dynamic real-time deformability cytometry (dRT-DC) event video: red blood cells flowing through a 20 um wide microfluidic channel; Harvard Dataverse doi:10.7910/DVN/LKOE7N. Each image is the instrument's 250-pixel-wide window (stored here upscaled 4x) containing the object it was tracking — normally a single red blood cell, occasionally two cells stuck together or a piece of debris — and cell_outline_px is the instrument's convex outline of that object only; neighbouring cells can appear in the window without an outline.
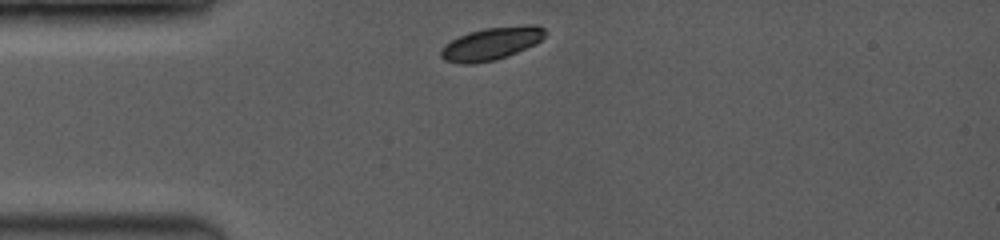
{"species": "common noctule bat (a hibernating species)", "species_latin": "Nyctalus noctula", "temperature_condition": "room temperature", "stored_images_in_passage": 21, "camera_frame_rate_fps": 3500, "um_per_image_px": 0.085, "animal": {"sex": "female", "body_mass_g": 19.0, "forearm_length_mm": 53.3}, "frame": {"image": 1, "passage_image": 1, "time_ms": 0.0, "image_size_px": [1000, 240], "cell_outline_px": [[544, 36], [540, 40], [508, 56], [496, 60], [472, 64], [460, 64], [444, 60], [440, 56], [440, 52], [444, 44], [468, 32], [484, 28], [524, 24], [536, 24], [544, 28]], "centroid_in_image_um": [41.72, 3.7], "position_along_channel_um": 43.3, "area_um2": 19.83}}
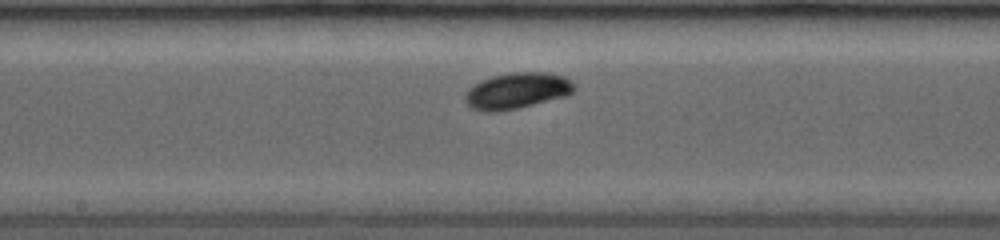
{"frame": {"image": 2, "passage_image": 10, "time_ms": 4.571, "image_size_px": [1000, 240], "cell_outline_px": [[572, 92], [568, 96], [516, 108], [496, 112], [484, 112], [472, 108], [464, 100], [464, 96], [468, 88], [480, 80], [492, 76], [512, 72], [548, 72], [564, 76], [572, 80]], "centroid_in_image_um": [43.91, 7.7], "position_along_channel_um": 204.3, "area_um2": 23.0}}
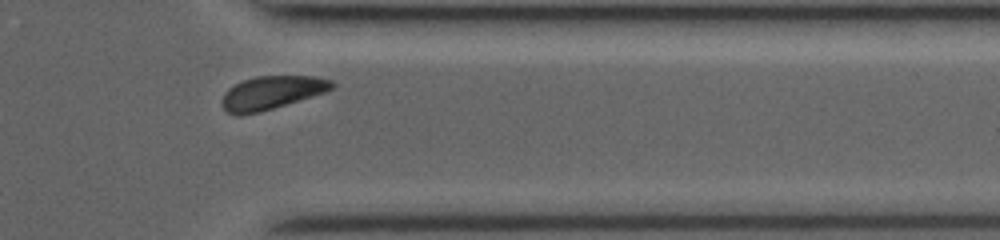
{"frame": {"image": 3, "passage_image": 18, "time_ms": 9.143, "image_size_px": [1000, 240], "cell_outline_px": [[336, 84], [332, 88], [324, 92], [312, 96], [260, 112], [240, 116], [236, 116], [228, 112], [224, 108], [224, 92], [228, 88], [244, 80], [256, 76], [316, 76], [332, 80]], "centroid_in_image_um": [23.1, 7.87], "position_along_channel_um": 388.3, "area_um2": 21.1}, "authors_computed_cell_mechanics": {"area_um2": 21.3282, "velocity_mm_per_s": 4.0001, "shape_relaxation_time_tau1_ms": 1.3557, "shape_relaxation_time_tau2_ms": null, "deformation_change_tau1": 0.086, "deformation_change_tau2": null}}